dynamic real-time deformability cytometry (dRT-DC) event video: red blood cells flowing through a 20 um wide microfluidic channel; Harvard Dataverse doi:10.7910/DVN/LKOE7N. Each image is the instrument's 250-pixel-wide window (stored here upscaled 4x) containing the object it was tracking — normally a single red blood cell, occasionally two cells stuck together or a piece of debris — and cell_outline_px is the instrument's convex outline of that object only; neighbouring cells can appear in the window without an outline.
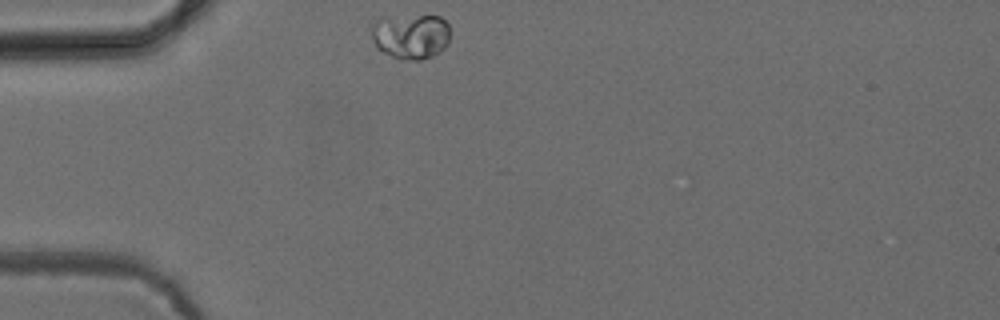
{"species": "common noctule bat (a hibernating species)", "species_latin": "Nyctalus noctula", "temperature_condition": "cold", "stored_images_in_passage": 33, "camera_frame_rate_fps": 3000, "um_per_image_px": 0.085, "animal": {"sex": "female", "body_mass_g": 24.6, "forearm_length_mm": 56.2}, "frame": {"image": 1, "passage_image": 1, "time_ms": 0.0, "image_size_px": [1000, 320], "cell_outline_px": [[448, 44], [440, 52], [432, 56], [420, 60], [416, 60], [392, 56], [376, 48], [372, 40], [368, 24], [380, 16], [440, 16], [448, 24]], "centroid_in_image_um": [34.83, 3.04], "position_along_channel_um": 50.2, "area_um2": 21.1}}
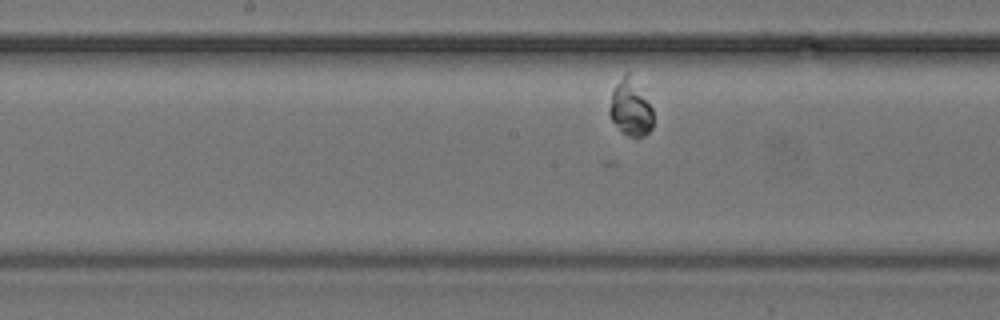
{"frame": {"image": 2, "passage_image": 15, "time_ms": 4.667, "image_size_px": [1000, 320], "cell_outline_px": [[652, 128], [644, 136], [628, 136], [612, 120], [608, 112], [608, 108], [612, 92], [616, 84], [624, 72], [628, 72], [652, 108]], "centroid_in_image_um": [53.57, 9.17], "position_along_channel_um": 194.6, "area_um2": 13.87}}
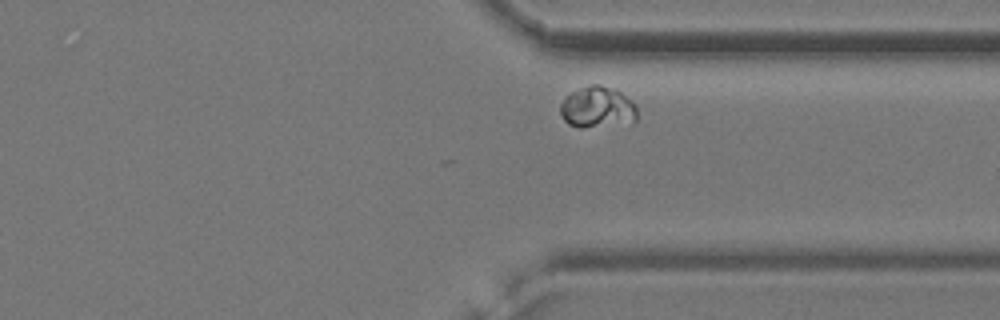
{"frame": {"image": 3, "passage_image": 29, "time_ms": 9.333, "image_size_px": [1000, 320], "cell_outline_px": [[636, 120], [580, 128], [568, 124], [564, 120], [560, 112], [560, 104], [572, 92], [588, 84], [600, 84], [612, 88], [620, 92], [632, 100], [636, 104]], "centroid_in_image_um": [50.76, 9.09], "position_along_channel_um": 360.6, "area_um2": 18.09}}